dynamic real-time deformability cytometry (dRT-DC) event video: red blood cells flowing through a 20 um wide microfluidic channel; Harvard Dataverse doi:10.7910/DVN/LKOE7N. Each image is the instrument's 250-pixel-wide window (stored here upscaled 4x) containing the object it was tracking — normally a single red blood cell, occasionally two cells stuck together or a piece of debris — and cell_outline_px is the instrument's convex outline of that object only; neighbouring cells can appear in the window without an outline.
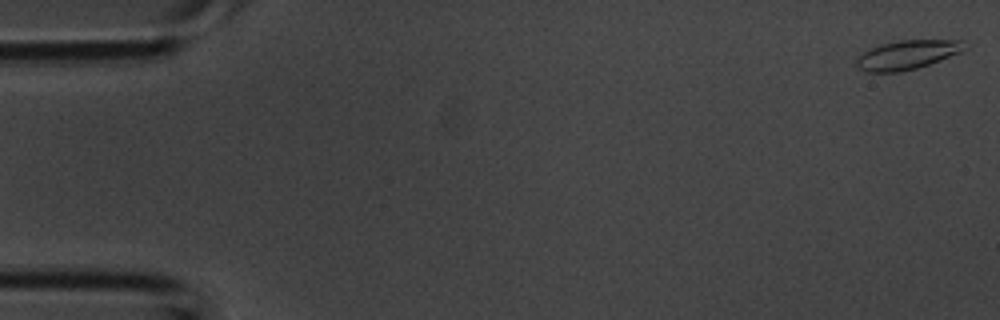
{"species": "common noctule bat (a hibernating species)", "species_latin": "Nyctalus noctula", "temperature_condition": "room temperature", "stored_images_in_passage": 4, "camera_frame_rate_fps": 3000, "um_per_image_px": 0.085, "animal": {"sex": "male", "body_mass_g": 20.1, "forearm_length_mm": 53.5}, "frame": {"image": 1, "passage_image": 1, "time_ms": 0.0, "image_size_px": [1000, 320], "cell_outline_px": [[968, 48], [960, 52], [940, 60], [916, 68], [900, 72], [864, 72], [856, 68], [856, 56], [880, 44], [900, 40], [960, 40]], "centroid_in_image_um": [77.06, 4.67], "position_along_channel_um": 7.9, "area_um2": 18.32}}